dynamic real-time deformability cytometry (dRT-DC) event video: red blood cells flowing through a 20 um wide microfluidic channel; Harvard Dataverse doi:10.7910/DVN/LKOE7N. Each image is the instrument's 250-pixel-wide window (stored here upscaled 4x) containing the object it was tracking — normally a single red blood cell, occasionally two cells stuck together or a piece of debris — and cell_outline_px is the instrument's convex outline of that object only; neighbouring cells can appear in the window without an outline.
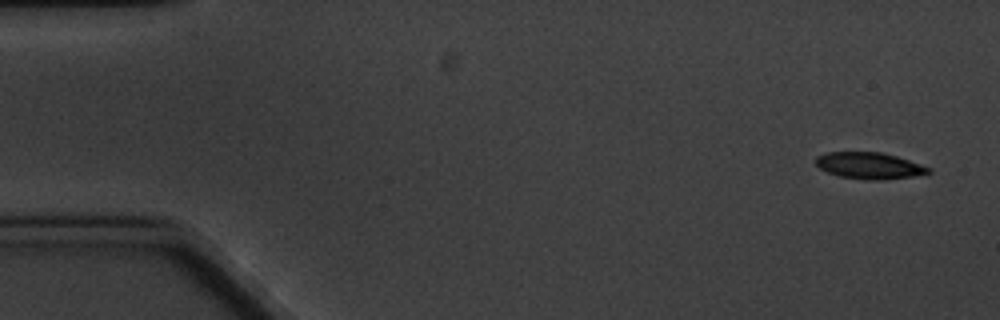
{"species": "common noctule bat (a hibernating species)", "species_latin": "Nyctalus noctula", "temperature_condition": "cold", "stored_images_in_passage": 11, "camera_frame_rate_fps": 3000, "um_per_image_px": 0.085, "animal": {"sex": "male", "body_mass_g": 20.1, "forearm_length_mm": 53.5}, "frame": {"image": 1, "passage_image": 1, "time_ms": 0.0, "image_size_px": [1000, 320], "cell_outline_px": [[932, 172], [912, 176], [880, 180], [868, 180], [840, 176], [828, 172], [820, 168], [816, 164], [816, 156], [828, 152], [880, 152], [896, 156], [932, 168]], "centroid_in_image_um": [73.89, 14.08], "position_along_channel_um": 11.1, "area_um2": 17.22}}
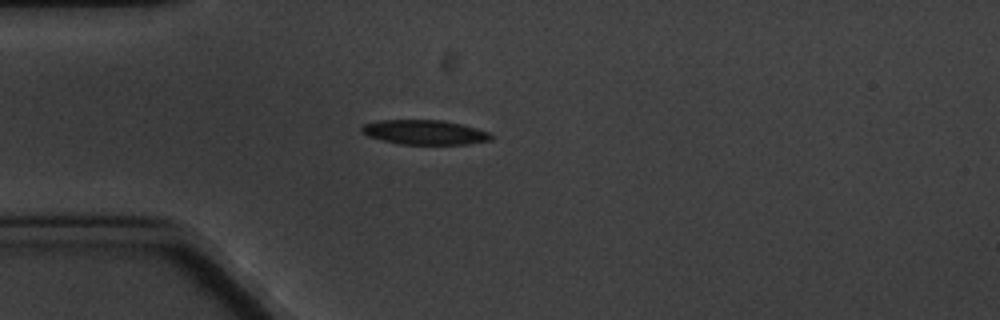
{"frame": {"image": 2, "passage_image": 4, "time_ms": 4.333, "image_size_px": [1000, 320], "cell_outline_px": [[496, 136], [492, 140], [468, 144], [400, 144], [368, 136], [360, 132], [360, 128], [364, 124], [380, 120], [440, 120], [460, 124], [476, 128], [488, 132]], "centroid_in_image_um": [36.11, 11.24], "position_along_channel_um": 48.9, "area_um2": 18.5}}
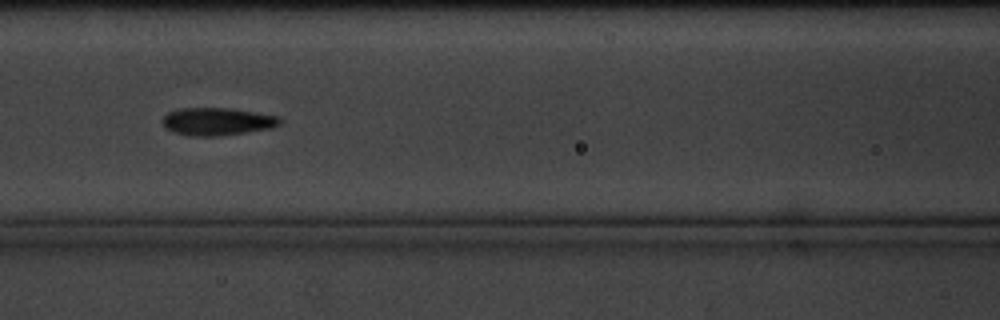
{"frame": {"image": 3, "passage_image": 7, "time_ms": 7.667, "image_size_px": [1000, 320], "cell_outline_px": [[280, 124], [272, 128], [220, 136], [192, 136], [172, 132], [164, 128], [164, 116], [168, 112], [180, 108], [228, 108], [280, 116]], "centroid_in_image_um": [18.46, 10.33], "position_along_channel_um": 148.1, "area_um2": 18.9}}